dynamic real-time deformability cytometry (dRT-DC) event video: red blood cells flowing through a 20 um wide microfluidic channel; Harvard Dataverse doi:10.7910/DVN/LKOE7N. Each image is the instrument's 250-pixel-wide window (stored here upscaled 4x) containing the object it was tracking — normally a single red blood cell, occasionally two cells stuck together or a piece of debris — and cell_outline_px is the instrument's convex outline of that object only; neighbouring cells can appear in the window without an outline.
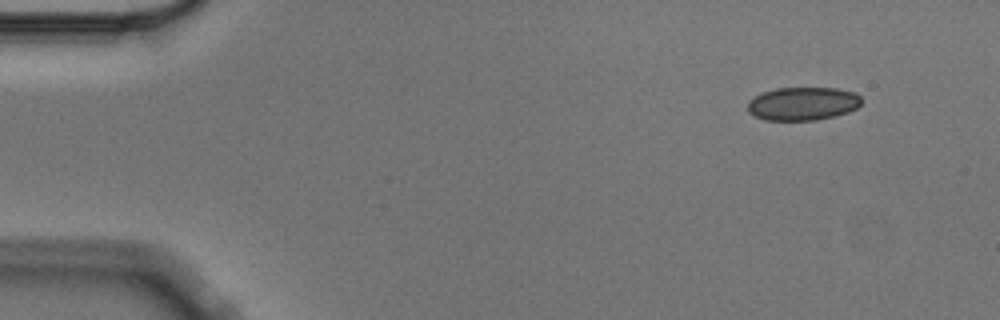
{"species": "Egyptian fruit bat (a non-hibernating species)", "species_latin": "Rousettus aegyptiacus", "temperature_condition": "cold", "stored_images_in_passage": 4, "camera_frame_rate_fps": 3000, "um_per_image_px": 0.085, "animal": {"sex": "male"}, "frame": {"image": 1, "passage_image": 1, "time_ms": 0.0, "image_size_px": [1000, 320], "cell_outline_px": [[860, 104], [856, 108], [848, 112], [816, 120], [764, 120], [748, 112], [748, 100], [764, 92], [776, 88], [836, 88], [856, 92], [860, 96]], "centroid_in_image_um": [68.23, 8.81], "position_along_channel_um": 16.8, "area_um2": 21.96}}
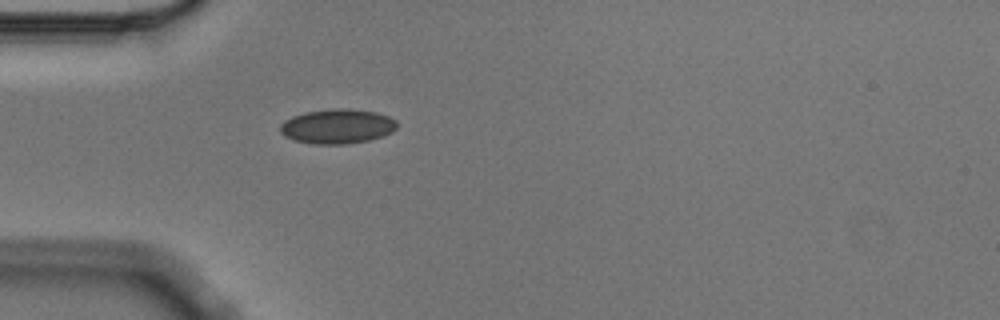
{"frame": {"image": 2, "passage_image": 4, "time_ms": 1.0, "image_size_px": [1000, 320], "cell_outline_px": [[396, 128], [392, 132], [384, 136], [368, 140], [344, 144], [312, 144], [292, 140], [284, 136], [280, 132], [280, 124], [284, 120], [292, 116], [304, 112], [336, 108], [348, 108], [376, 112], [388, 116], [396, 120]], "centroid_in_image_um": [28.64, 10.74], "position_along_channel_um": 56.4, "area_um2": 23.76}}